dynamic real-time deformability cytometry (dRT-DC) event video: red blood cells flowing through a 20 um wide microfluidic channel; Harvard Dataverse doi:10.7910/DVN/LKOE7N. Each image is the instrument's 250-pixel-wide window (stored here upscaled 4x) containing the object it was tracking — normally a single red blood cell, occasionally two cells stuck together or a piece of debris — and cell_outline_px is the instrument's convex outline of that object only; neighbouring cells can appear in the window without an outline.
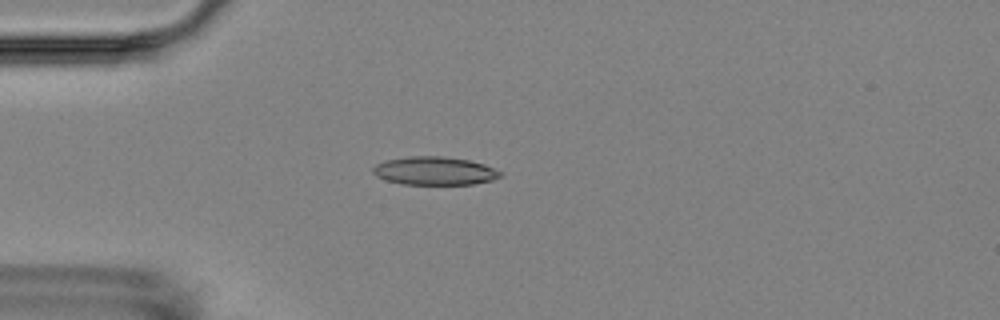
{"species": "Egyptian fruit bat (a non-hibernating species)", "species_latin": "Rousettus aegyptiacus", "temperature_condition": "room temperature", "stored_images_in_passage": 1, "camera_frame_rate_fps": 3000, "um_per_image_px": 0.085, "animal": {"sex": "female"}, "frame": {"image": 1, "passage_image": 1, "time_ms": 0.0, "image_size_px": [1000, 320], "cell_outline_px": [[504, 172], [500, 176], [492, 180], [472, 184], [400, 184], [384, 180], [376, 176], [372, 172], [372, 168], [376, 164], [384, 160], [408, 156], [440, 156], [468, 160], [484, 164]], "centroid_in_image_um": [36.9, 14.52], "position_along_channel_um": 48.1, "area_um2": 21.1}}